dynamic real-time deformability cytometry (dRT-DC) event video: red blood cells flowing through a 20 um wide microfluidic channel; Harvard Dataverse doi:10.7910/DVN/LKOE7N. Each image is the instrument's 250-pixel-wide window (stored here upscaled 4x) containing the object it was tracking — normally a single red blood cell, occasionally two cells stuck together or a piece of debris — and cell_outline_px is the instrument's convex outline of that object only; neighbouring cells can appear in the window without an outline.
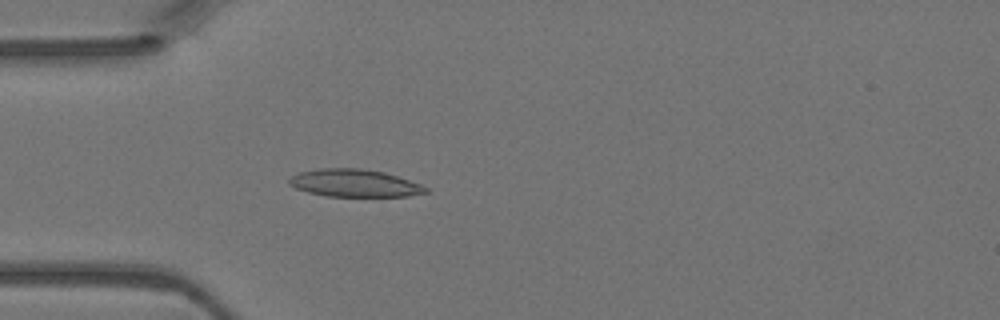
{"species": "Egyptian fruit bat (a non-hibernating species)", "species_latin": "Rousettus aegyptiacus", "temperature_condition": "warm", "stored_images_in_passage": 3, "camera_frame_rate_fps": 3000, "um_per_image_px": 0.085, "animal": {"sex": "female"}, "frame": {"image": 1, "passage_image": 3, "time_ms": 0.667, "image_size_px": [1000, 320], "cell_outline_px": [[428, 192], [408, 196], [324, 196], [308, 192], [296, 188], [288, 184], [288, 180], [292, 176], [300, 172], [320, 168], [360, 168], [384, 172], [420, 184], [428, 188]], "centroid_in_image_um": [30.11, 15.56], "position_along_channel_um": 54.9, "area_um2": 21.79}}